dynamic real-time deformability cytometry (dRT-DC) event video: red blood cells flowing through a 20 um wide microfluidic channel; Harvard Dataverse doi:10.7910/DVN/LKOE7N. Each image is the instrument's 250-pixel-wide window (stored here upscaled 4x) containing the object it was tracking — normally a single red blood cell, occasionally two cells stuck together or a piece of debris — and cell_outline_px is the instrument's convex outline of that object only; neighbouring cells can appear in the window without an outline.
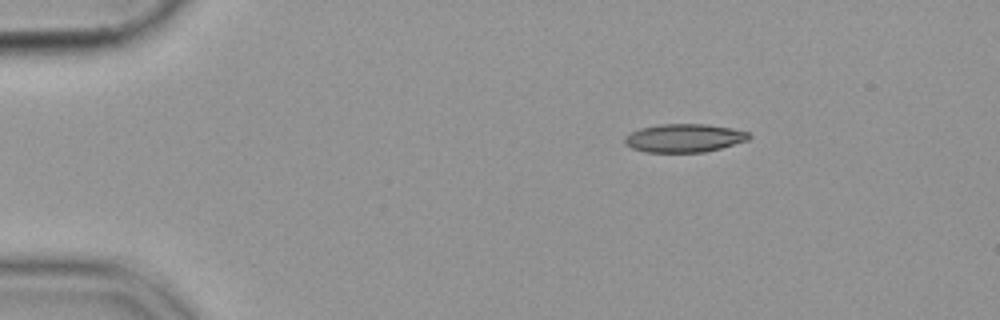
{"species": "common noctule bat (a hibernating species)", "species_latin": "Nyctalus noctula", "temperature_condition": "cold", "stored_images_in_passage": 47, "camera_frame_rate_fps": 3000, "um_per_image_px": 0.085, "animal": {"sex": "female", "body_mass_g": 19.9}, "frame": {"image": 1, "passage_image": 1, "time_ms": 0.0, "image_size_px": [1000, 320], "cell_outline_px": [[752, 136], [748, 140], [720, 148], [704, 152], [644, 152], [632, 148], [624, 144], [624, 136], [640, 128], [660, 124], [708, 124], [732, 128], [748, 132]], "centroid_in_image_um": [58.14, 11.73], "position_along_channel_um": 26.9, "area_um2": 20.58}}
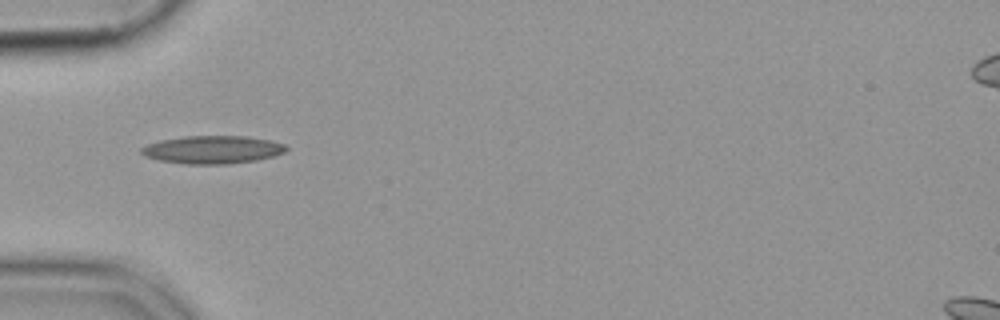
{"frame": {"image": 2, "passage_image": 10, "time_ms": 3.0, "image_size_px": [1000, 320], "cell_outline_px": [[288, 148], [284, 152], [272, 156], [256, 160], [228, 164], [184, 164], [160, 160], [144, 156], [140, 152], [140, 148], [148, 144], [160, 140], [184, 136], [244, 136], [272, 140], [284, 144]], "centroid_in_image_um": [18.05, 12.72], "position_along_channel_um": 67.0, "area_um2": 23.58}}
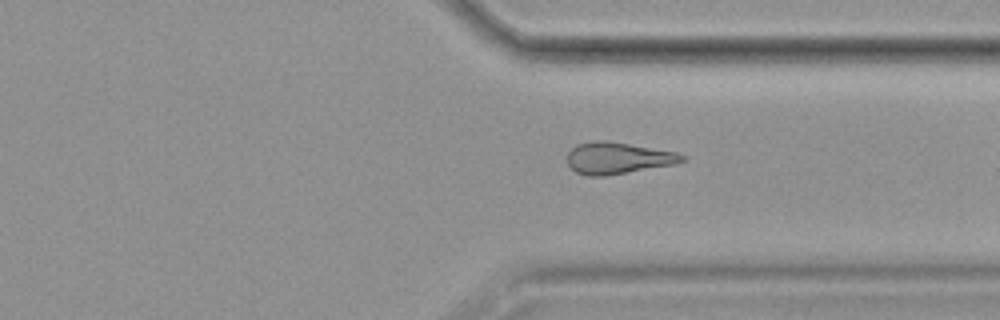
{"frame": {"image": 3, "passage_image": 34, "time_ms": 11.0, "image_size_px": [1000, 320], "cell_outline_px": [[688, 156], [684, 160], [676, 164], [604, 176], [588, 176], [576, 172], [568, 164], [568, 152], [576, 144], [592, 140], [604, 140], [676, 152]], "centroid_in_image_um": [52.51, 13.43], "position_along_channel_um": 358.9, "area_um2": 21.1}}